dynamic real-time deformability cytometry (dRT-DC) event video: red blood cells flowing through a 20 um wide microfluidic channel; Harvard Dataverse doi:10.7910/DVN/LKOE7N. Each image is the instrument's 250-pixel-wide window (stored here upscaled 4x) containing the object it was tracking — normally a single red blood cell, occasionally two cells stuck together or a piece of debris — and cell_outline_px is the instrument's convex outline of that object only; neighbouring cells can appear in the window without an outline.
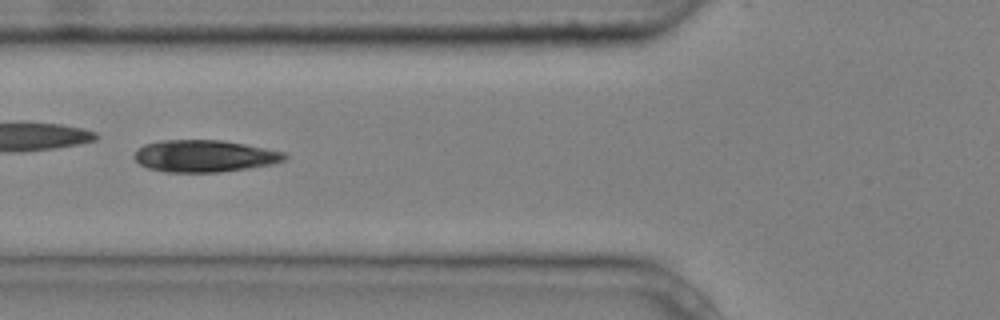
{"species": "common noctule bat (a hibernating species)", "species_latin": "Nyctalus noctula", "temperature_condition": "cold", "stored_images_in_passage": 7, "camera_frame_rate_fps": 3000, "um_per_image_px": 0.085, "animal": {"sex": "male", "body_mass_g": 20.4}, "frame": {"image": 1, "passage_image": 5, "time_ms": 1.333, "image_size_px": [1000, 320], "cell_outline_px": [[288, 156], [284, 160], [272, 164], [248, 168], [220, 172], [168, 172], [148, 168], [140, 164], [132, 156], [144, 144], [160, 140], [220, 140], [244, 144], [284, 152]], "centroid_in_image_um": [17.36, 13.26], "position_along_channel_um": 108.4, "area_um2": 27.86}}